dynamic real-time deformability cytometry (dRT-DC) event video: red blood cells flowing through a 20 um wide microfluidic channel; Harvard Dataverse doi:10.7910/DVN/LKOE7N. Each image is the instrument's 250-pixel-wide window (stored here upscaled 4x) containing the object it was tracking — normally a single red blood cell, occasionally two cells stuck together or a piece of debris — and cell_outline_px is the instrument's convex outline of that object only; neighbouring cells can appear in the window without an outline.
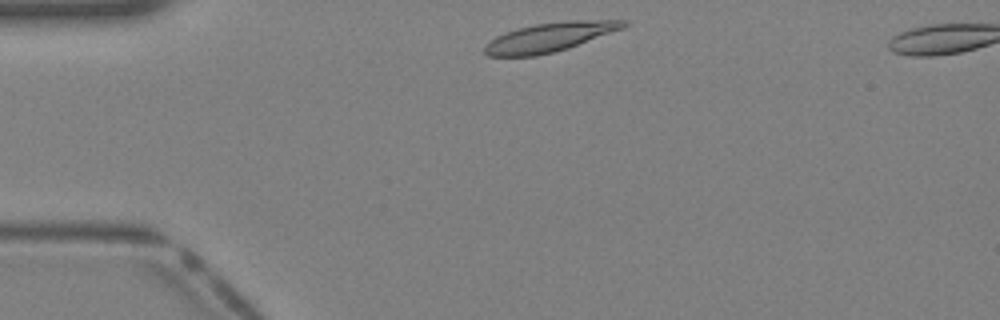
{"species": "Egyptian fruit bat (a non-hibernating species)", "species_latin": "Rousettus aegyptiacus", "temperature_condition": "warm", "stored_images_in_passage": 32, "camera_frame_rate_fps": 3000, "um_per_image_px": 0.085, "animal": {"sex": "female"}, "frame": {"image": 1, "passage_image": 1, "time_ms": 0.0, "image_size_px": [1000, 320], "cell_outline_px": [[628, 24], [624, 28], [568, 48], [556, 52], [536, 56], [488, 56], [484, 52], [484, 44], [496, 36], [520, 28], [536, 24], [564, 20], [628, 20]], "centroid_in_image_um": [46.74, 3.16], "position_along_channel_um": 38.3, "area_um2": 23.52}}
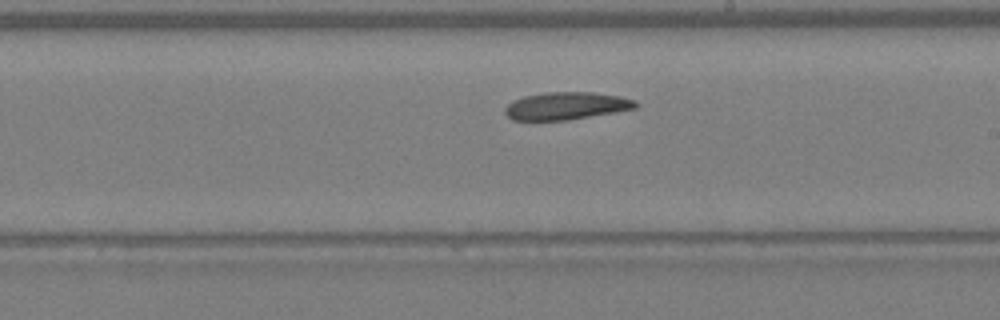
{"frame": {"image": 2, "passage_image": 15, "time_ms": 4.667, "image_size_px": [1000, 320], "cell_outline_px": [[640, 104], [636, 108], [568, 120], [512, 120], [504, 112], [504, 108], [512, 100], [524, 96], [544, 92], [592, 92], [620, 96], [632, 100]], "centroid_in_image_um": [48.09, 8.99], "position_along_channel_um": 240.9, "area_um2": 20.92}}
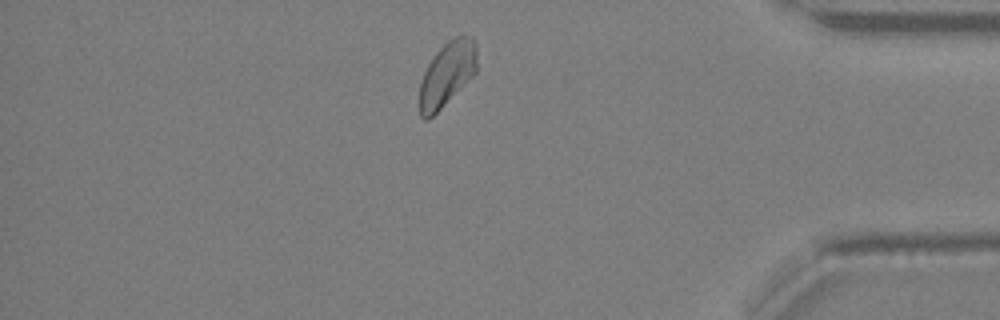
{"frame": {"image": 3, "passage_image": 26, "time_ms": 8.333, "image_size_px": [1000, 320], "cell_outline_px": [[476, 72], [428, 120], [424, 120], [420, 116], [420, 84], [424, 72], [428, 64], [436, 52], [448, 40], [456, 36], [472, 36], [476, 44]], "centroid_in_image_um": [37.99, 6.27], "position_along_channel_um": 397.2, "area_um2": 21.1}}